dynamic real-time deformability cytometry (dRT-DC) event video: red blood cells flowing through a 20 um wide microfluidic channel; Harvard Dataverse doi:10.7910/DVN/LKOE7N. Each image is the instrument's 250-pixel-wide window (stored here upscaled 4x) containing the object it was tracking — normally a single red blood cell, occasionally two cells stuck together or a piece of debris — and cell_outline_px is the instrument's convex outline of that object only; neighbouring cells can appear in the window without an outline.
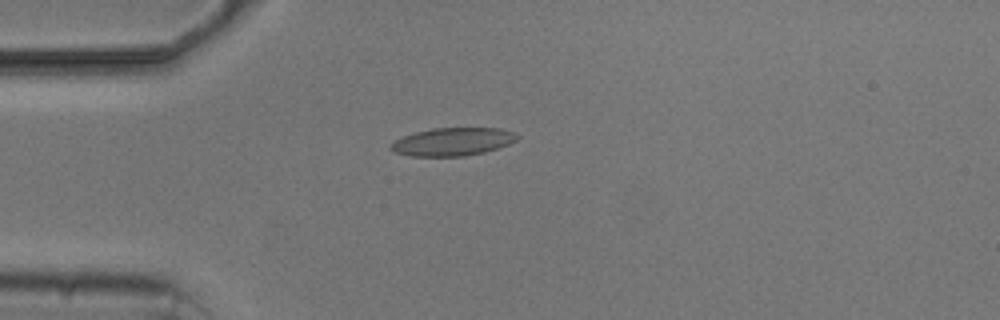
{"species": "common noctule bat (a hibernating species)", "species_latin": "Nyctalus noctula", "temperature_condition": "cold", "stored_images_in_passage": 3, "camera_frame_rate_fps": 3000, "um_per_image_px": 0.085, "animal": {"sex": "male", "body_mass_g": 20.5, "forearm_length_mm": 52.5}, "frame": {"image": 1, "passage_image": 3, "time_ms": 2.333, "image_size_px": [1000, 320], "cell_outline_px": [[520, 136], [516, 140], [508, 144], [484, 152], [464, 156], [412, 156], [396, 152], [388, 148], [396, 140], [404, 136], [416, 132], [432, 128], [500, 128], [516, 132]], "centroid_in_image_um": [38.51, 12.04], "position_along_channel_um": 46.5, "area_um2": 20.46}}